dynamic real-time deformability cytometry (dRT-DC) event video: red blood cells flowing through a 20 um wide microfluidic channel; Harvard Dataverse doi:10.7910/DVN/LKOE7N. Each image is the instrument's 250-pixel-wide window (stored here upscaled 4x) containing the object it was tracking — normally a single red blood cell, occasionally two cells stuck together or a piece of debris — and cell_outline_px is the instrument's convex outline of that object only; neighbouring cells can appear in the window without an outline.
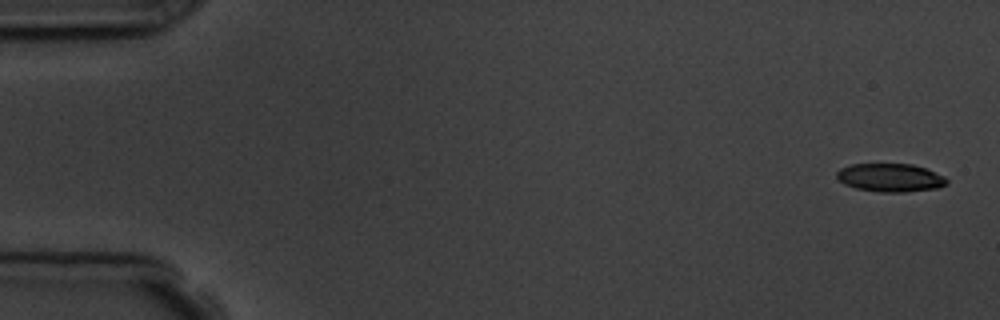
{"species": "common noctule bat (a hibernating species)", "species_latin": "Nyctalus noctula", "temperature_condition": "room temperature", "stored_images_in_passage": 8, "camera_frame_rate_fps": 3000, "um_per_image_px": 0.085, "animal": {"sex": "male", "body_mass_g": 19.5, "forearm_length_mm": 54.6}, "frame": {"image": 1, "passage_image": 1, "time_ms": 0.0, "image_size_px": [1000, 320], "cell_outline_px": [[948, 184], [936, 188], [904, 192], [880, 192], [856, 188], [844, 184], [836, 176], [836, 172], [840, 168], [852, 164], [912, 164], [924, 168], [944, 176], [948, 180]], "centroid_in_image_um": [75.66, 15.1], "position_along_channel_um": 9.3, "area_um2": 18.03}}
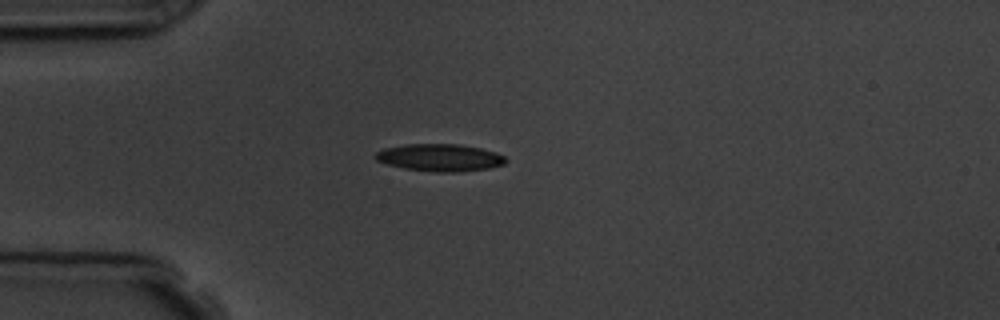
{"frame": {"image": 2, "passage_image": 4, "time_ms": 4.333, "image_size_px": [1000, 320], "cell_outline_px": [[508, 160], [504, 164], [488, 168], [456, 172], [436, 172], [404, 168], [388, 164], [376, 160], [376, 152], [384, 148], [404, 144], [460, 144], [480, 148], [496, 152], [504, 156]], "centroid_in_image_um": [37.4, 13.39], "position_along_channel_um": 47.6, "area_um2": 20.63}}
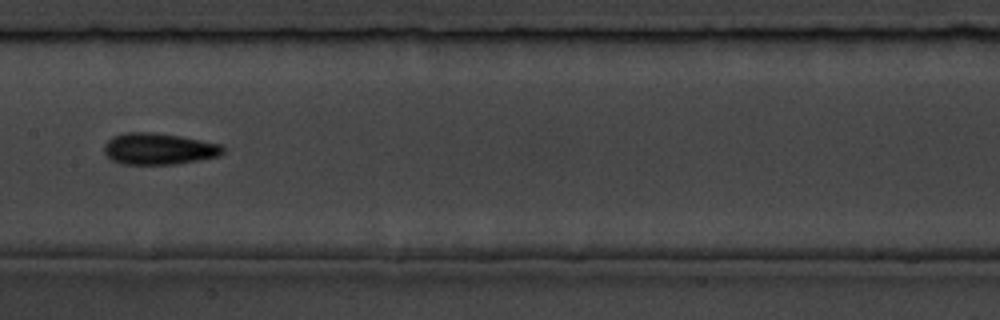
{"frame": {"image": 3, "passage_image": 8, "time_ms": 8.667, "image_size_px": [1000, 320], "cell_outline_px": [[224, 152], [220, 156], [200, 160], [176, 164], [124, 164], [112, 160], [104, 152], [104, 144], [112, 136], [124, 132], [152, 132], [180, 136], [220, 144], [224, 148]], "centroid_in_image_um": [13.49, 12.65], "position_along_channel_um": 193.9, "area_um2": 21.85}}